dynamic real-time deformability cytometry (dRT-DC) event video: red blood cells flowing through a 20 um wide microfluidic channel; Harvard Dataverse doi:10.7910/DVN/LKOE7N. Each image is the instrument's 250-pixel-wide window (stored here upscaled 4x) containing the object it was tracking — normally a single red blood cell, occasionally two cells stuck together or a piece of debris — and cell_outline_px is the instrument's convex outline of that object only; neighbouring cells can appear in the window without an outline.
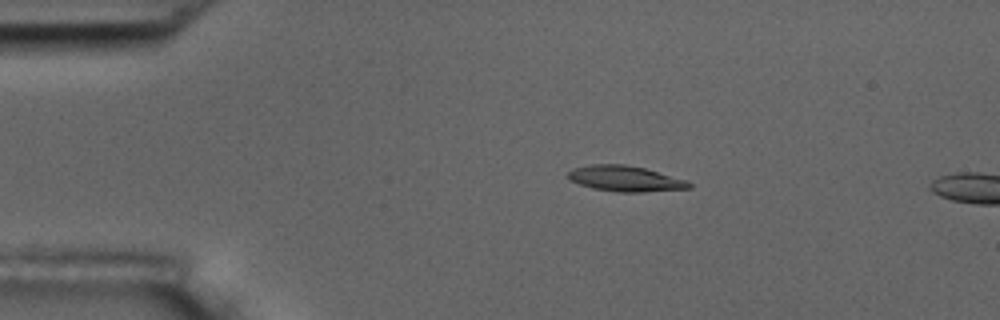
{"species": "common noctule bat (a hibernating species)", "species_latin": "Nyctalus noctula", "temperature_condition": "room temperature", "stored_images_in_passage": 3, "camera_frame_rate_fps": 3000, "um_per_image_px": 0.085, "animal": {"sex": "male", "body_mass_g": 17.5, "forearm_length_mm": 52.3}, "frame": {"image": 1, "passage_image": 2, "time_ms": 0.333, "image_size_px": [1000, 320], "cell_outline_px": [[692, 188], [644, 192], [616, 192], [592, 188], [568, 180], [568, 172], [572, 168], [592, 164], [624, 164], [644, 168], [688, 180], [692, 184]], "centroid_in_image_um": [53.15, 15.19], "position_along_channel_um": 31.9, "area_um2": 18.21}}